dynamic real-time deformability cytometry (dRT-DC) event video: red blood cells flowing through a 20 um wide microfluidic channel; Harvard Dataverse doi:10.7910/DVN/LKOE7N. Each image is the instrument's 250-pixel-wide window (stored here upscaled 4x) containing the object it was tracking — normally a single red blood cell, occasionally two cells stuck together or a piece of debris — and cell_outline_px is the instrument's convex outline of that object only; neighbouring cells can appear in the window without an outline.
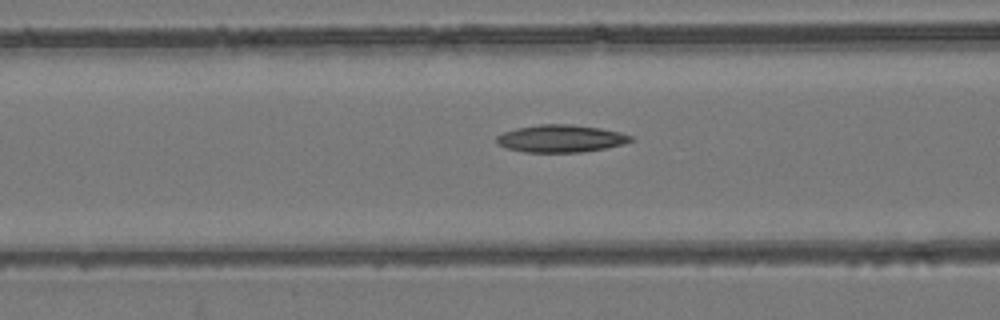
{"species": "common noctule bat (a hibernating species)", "species_latin": "Nyctalus noctula", "temperature_condition": "room temperature", "stored_images_in_passage": 32, "camera_frame_rate_fps": 3000, "um_per_image_px": 0.085, "animal": {"sex": "female", "body_mass_g": 24.6, "forearm_length_mm": 56.2}, "frame": {"image": 1, "passage_image": 23, "time_ms": 7.333, "image_size_px": [1000, 320], "cell_outline_px": [[636, 140], [624, 144], [604, 148], [580, 152], [524, 152], [508, 148], [500, 144], [496, 140], [496, 136], [504, 132], [516, 128], [540, 124], [572, 124], [600, 128], [620, 132], [632, 136]], "centroid_in_image_um": [47.7, 11.77], "position_along_channel_um": 118.9, "area_um2": 21.39}}
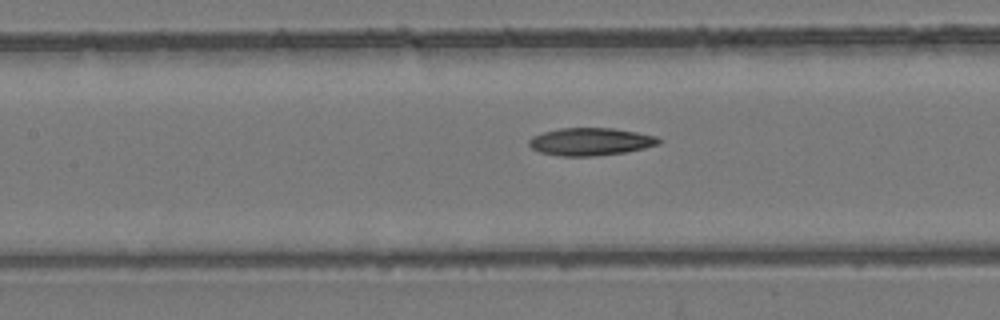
{"frame": {"image": 2, "passage_image": 26, "time_ms": 8.333, "image_size_px": [1000, 320], "cell_outline_px": [[664, 140], [660, 144], [644, 148], [624, 152], [592, 156], [560, 156], [540, 152], [532, 148], [528, 144], [528, 140], [532, 136], [544, 132], [560, 128], [612, 128], [636, 132], [656, 136]], "centroid_in_image_um": [50.2, 12.04], "position_along_channel_um": 157.2, "area_um2": 20.87}}
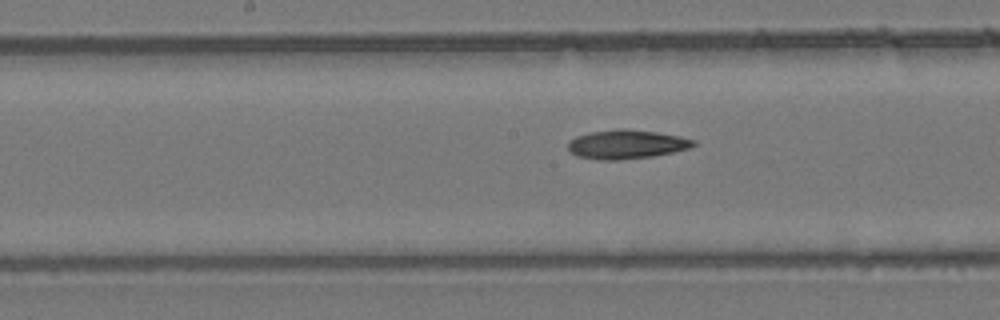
{"frame": {"image": 3, "passage_image": 29, "time_ms": 9.333, "image_size_px": [1000, 320], "cell_outline_px": [[696, 144], [692, 148], [652, 156], [616, 160], [600, 160], [576, 156], [568, 152], [568, 140], [576, 136], [588, 132], [620, 128], [624, 128], [656, 132], [680, 136], [696, 140]], "centroid_in_image_um": [53.22, 12.26], "position_along_channel_um": 195.0, "area_um2": 21.44}}